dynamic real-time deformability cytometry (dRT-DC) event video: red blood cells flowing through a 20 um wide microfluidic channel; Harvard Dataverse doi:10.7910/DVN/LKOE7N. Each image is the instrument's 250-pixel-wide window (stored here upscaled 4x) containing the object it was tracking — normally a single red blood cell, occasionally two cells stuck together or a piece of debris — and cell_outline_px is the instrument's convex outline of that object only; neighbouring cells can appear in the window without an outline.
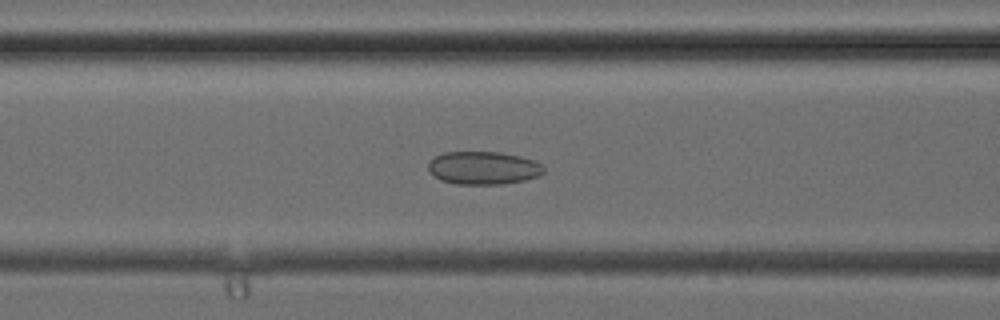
{"species": "common noctule bat (a hibernating species)", "species_latin": "Nyctalus noctula", "temperature_condition": "cold", "stored_images_in_passage": 36, "camera_frame_rate_fps": 3000, "um_per_image_px": 0.085, "animal": {"sex": "female", "body_mass_g": 24.6, "forearm_length_mm": 56.2}, "frame": {"image": 1, "passage_image": 13, "time_ms": 4.0, "image_size_px": [1000, 320], "cell_outline_px": [[544, 172], [540, 176], [524, 180], [504, 184], [456, 184], [440, 180], [428, 172], [428, 160], [444, 152], [500, 152], [520, 156], [536, 160], [544, 164]], "centroid_in_image_um": [41.1, 14.27], "position_along_channel_um": 125.5, "area_um2": 22.6}}
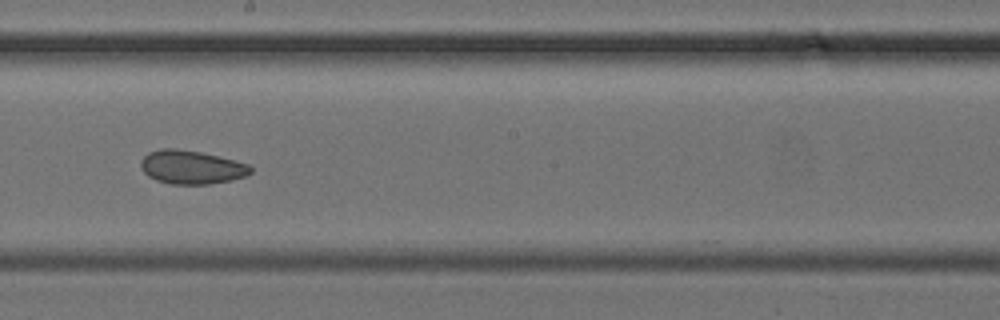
{"frame": {"image": 2, "passage_image": 19, "time_ms": 6.0, "image_size_px": [1000, 320], "cell_outline_px": [[252, 172], [244, 176], [232, 180], [208, 184], [172, 184], [156, 180], [148, 176], [140, 168], [140, 160], [148, 152], [160, 148], [176, 148], [200, 152], [248, 164], [252, 168]], "centroid_in_image_um": [16.22, 14.21], "position_along_channel_um": 232.0, "area_um2": 21.44}}
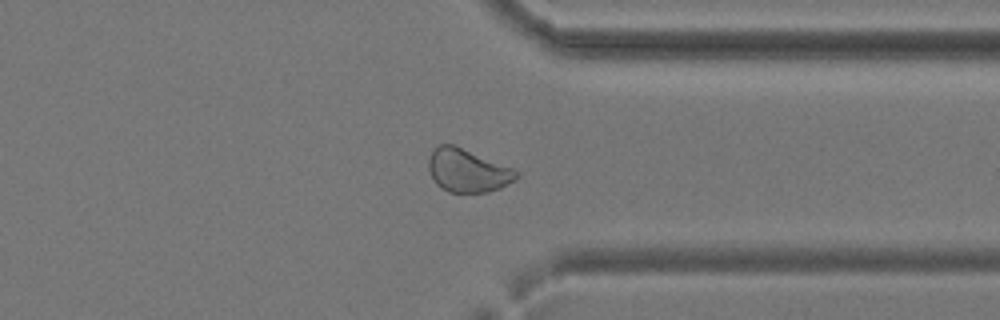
{"frame": {"image": 3, "passage_image": 27, "time_ms": 8.667, "image_size_px": [1000, 320], "cell_outline_px": [[520, 176], [516, 180], [500, 188], [488, 192], [448, 192], [440, 188], [432, 180], [428, 168], [428, 160], [432, 152], [440, 144], [456, 144], [512, 168], [520, 172]], "centroid_in_image_um": [39.75, 14.5], "position_along_channel_um": 371.7, "area_um2": 22.37}}